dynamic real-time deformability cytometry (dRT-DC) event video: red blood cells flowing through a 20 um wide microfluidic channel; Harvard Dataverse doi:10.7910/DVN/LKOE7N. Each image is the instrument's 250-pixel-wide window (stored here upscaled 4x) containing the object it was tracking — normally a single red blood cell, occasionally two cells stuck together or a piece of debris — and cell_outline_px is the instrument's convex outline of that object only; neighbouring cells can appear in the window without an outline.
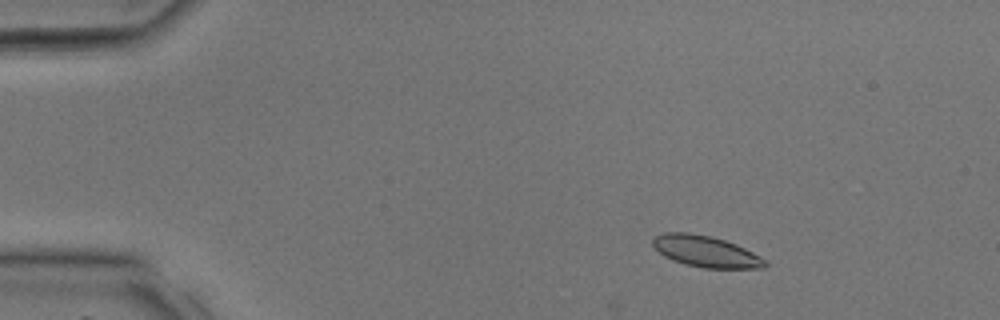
{"species": "common noctule bat (a hibernating species)", "species_latin": "Nyctalus noctula", "temperature_condition": "room temperature", "stored_images_in_passage": 5, "camera_frame_rate_fps": 3000, "um_per_image_px": 0.085, "animal": {"sex": "male", "body_mass_g": 17.9, "forearm_length_mm": 54.2}, "frame": {"image": 1, "passage_image": 3, "time_ms": 0.667, "image_size_px": [1000, 320], "cell_outline_px": [[768, 264], [764, 268], [704, 268], [684, 264], [664, 256], [652, 244], [652, 240], [656, 236], [664, 232], [688, 232], [712, 236], [736, 244], [768, 260]], "centroid_in_image_um": [60.02, 21.37], "position_along_channel_um": 25.0, "area_um2": 20.46}}